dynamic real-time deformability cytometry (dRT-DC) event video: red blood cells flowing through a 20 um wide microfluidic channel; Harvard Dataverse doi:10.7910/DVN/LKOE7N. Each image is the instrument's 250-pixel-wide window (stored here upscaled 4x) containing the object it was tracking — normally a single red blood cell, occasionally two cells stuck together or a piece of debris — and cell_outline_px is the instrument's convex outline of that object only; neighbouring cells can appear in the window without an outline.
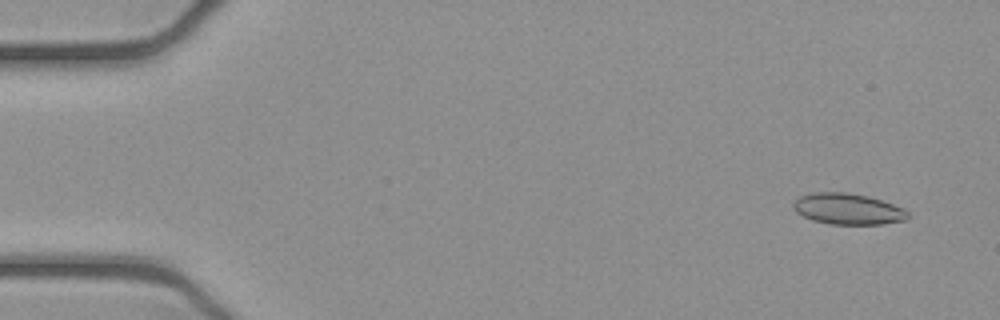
{"species": "common noctule bat (a hibernating species)", "species_latin": "Nyctalus noctula", "temperature_condition": "cold", "stored_images_in_passage": 50, "camera_frame_rate_fps": 3000, "um_per_image_px": 0.085, "animal": {"sex": "female", "body_mass_g": 21.9}, "frame": {"image": 1, "passage_image": 1, "time_ms": 0.0, "image_size_px": [1000, 320], "cell_outline_px": [[908, 220], [880, 224], [832, 224], [812, 220], [796, 212], [792, 208], [792, 204], [800, 196], [812, 192], [844, 192], [868, 196], [904, 208], [908, 212]], "centroid_in_image_um": [72.06, 17.76], "position_along_channel_um": 12.9, "area_um2": 20.69}}
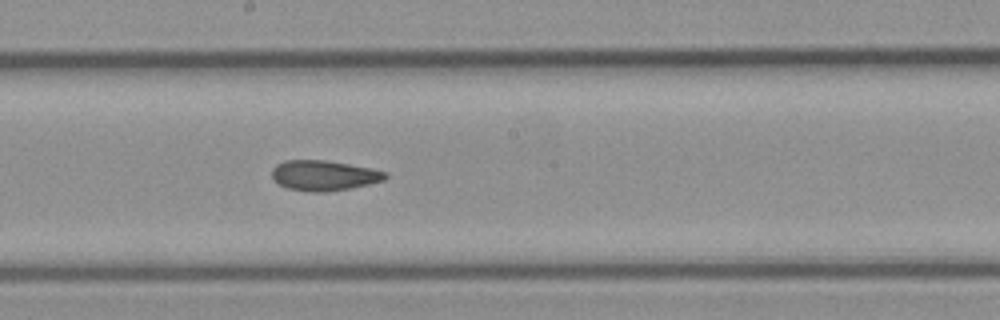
{"frame": {"image": 2, "passage_image": 26, "time_ms": 8.333, "image_size_px": [1000, 320], "cell_outline_px": [[388, 176], [384, 180], [368, 184], [348, 188], [324, 192], [312, 192], [288, 188], [272, 180], [272, 168], [276, 164], [284, 160], [324, 160], [348, 164], [388, 172]], "centroid_in_image_um": [27.5, 14.91], "position_along_channel_um": 220.7, "area_um2": 19.83}}
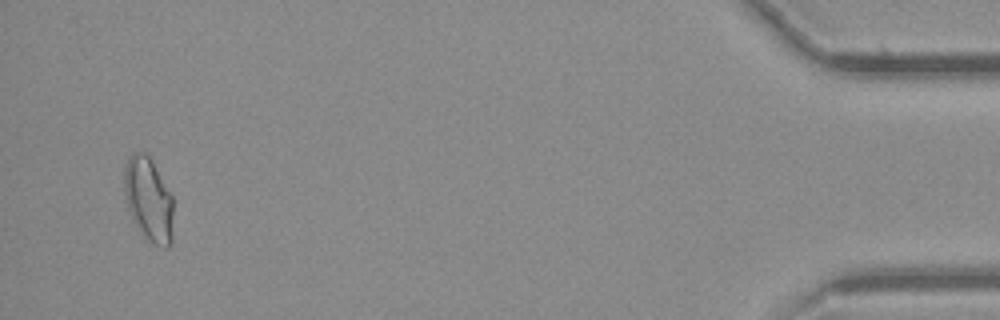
{"frame": {"image": 3, "passage_image": 48, "time_ms": 15.667, "image_size_px": [1000, 320], "cell_outline_px": [[172, 244], [168, 248], [160, 248], [148, 240], [140, 232], [128, 208], [124, 192], [124, 168], [128, 156], [132, 152], [144, 152], [148, 156], [172, 196]], "centroid_in_image_um": [12.62, 16.98], "position_along_channel_um": 422.6, "area_um2": 23.81}, "authors_computed_cell_mechanics": {"area_um2": 20.5768, "velocity_mm_per_s": 3.9083, "shape_relaxation_time_tau1_ms": null, "shape_relaxation_time_tau2_ms": 4.8469, "deformation_change_tau1": null, "deformation_change_tau2": 0.115}}